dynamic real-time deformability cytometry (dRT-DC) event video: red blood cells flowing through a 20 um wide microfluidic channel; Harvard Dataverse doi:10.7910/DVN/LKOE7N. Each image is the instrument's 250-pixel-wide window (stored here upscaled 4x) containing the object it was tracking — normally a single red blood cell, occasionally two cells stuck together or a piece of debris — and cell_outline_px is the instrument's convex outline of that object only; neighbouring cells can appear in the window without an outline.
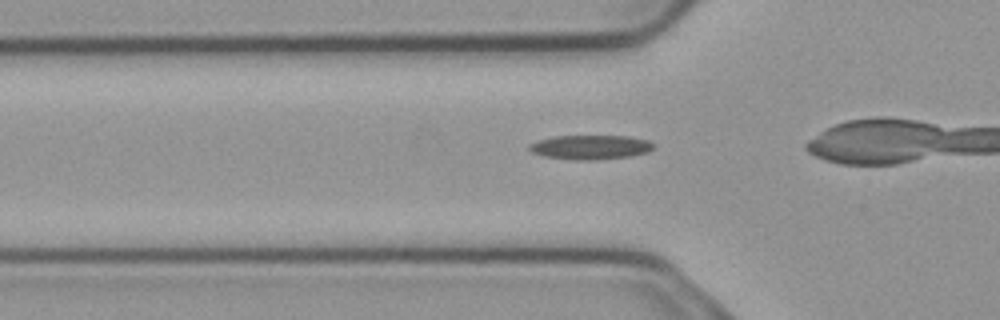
{"species": "common noctule bat (a hibernating species)", "species_latin": "Nyctalus noctula", "temperature_condition": "cold", "stored_images_in_passage": 26, "camera_frame_rate_fps": 3000, "um_per_image_px": 0.085, "animal": {"sex": "male", "body_mass_g": 23.1, "forearm_length_mm": 52.7}, "frame": {"image": 1, "passage_image": 10, "time_ms": 3.0, "image_size_px": [1000, 320], "cell_outline_px": [[652, 148], [648, 152], [632, 156], [596, 160], [576, 160], [544, 156], [532, 152], [528, 148], [528, 144], [552, 136], [628, 136], [648, 140], [652, 144]], "centroid_in_image_um": [50.17, 12.51], "position_along_channel_um": 75.6, "area_um2": 17.57}}
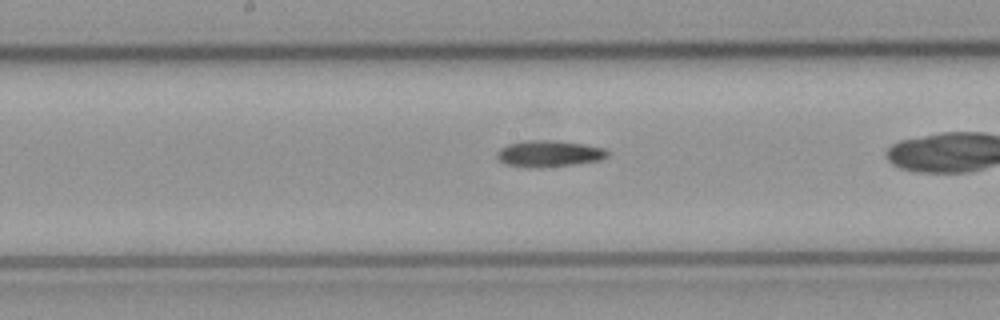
{"frame": {"image": 2, "passage_image": 20, "time_ms": 6.333, "image_size_px": [1000, 320], "cell_outline_px": [[608, 156], [600, 160], [572, 164], [540, 168], [532, 168], [508, 164], [500, 160], [496, 156], [496, 152], [500, 148], [508, 144], [520, 140], [548, 140], [580, 144], [604, 148], [608, 152]], "centroid_in_image_um": [46.62, 13.06], "position_along_channel_um": 201.6, "area_um2": 16.82}}
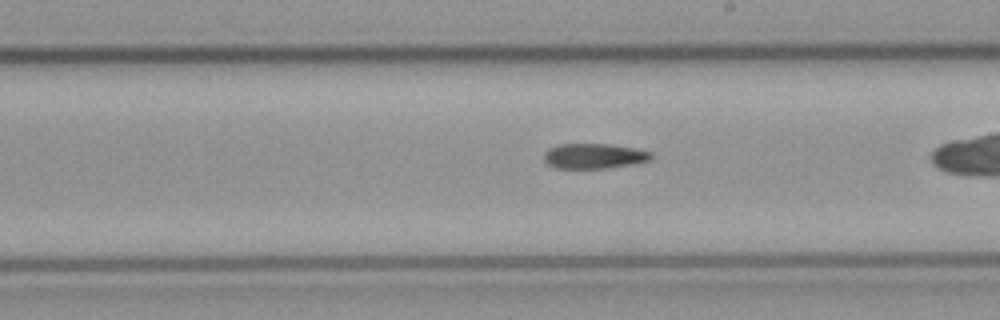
{"frame": {"image": 3, "passage_image": 23, "time_ms": 7.333, "image_size_px": [1000, 320], "cell_outline_px": [[652, 156], [648, 160], [636, 164], [608, 168], [552, 168], [544, 160], [544, 152], [548, 148], [560, 144], [608, 144], [636, 148], [652, 152]], "centroid_in_image_um": [50.48, 13.26], "position_along_channel_um": 238.5, "area_um2": 15.84}}